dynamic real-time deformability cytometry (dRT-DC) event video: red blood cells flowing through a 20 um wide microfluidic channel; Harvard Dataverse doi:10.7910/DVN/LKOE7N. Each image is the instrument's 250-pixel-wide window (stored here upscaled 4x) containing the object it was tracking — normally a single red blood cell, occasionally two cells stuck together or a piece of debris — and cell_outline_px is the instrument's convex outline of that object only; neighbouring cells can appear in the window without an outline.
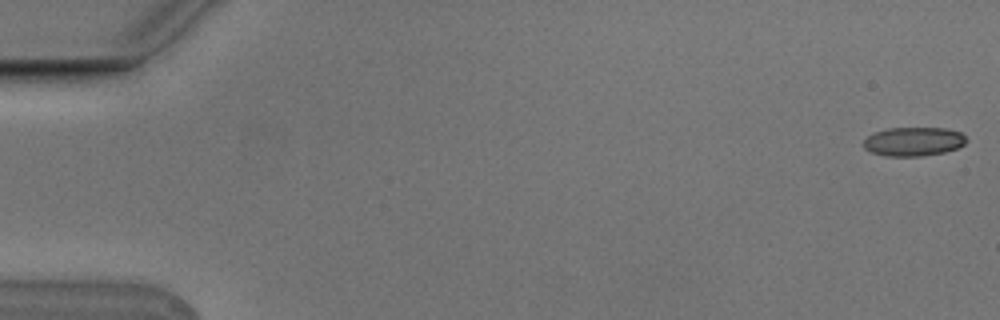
{"species": "Egyptian fruit bat (a non-hibernating species)", "species_latin": "Rousettus aegyptiacus", "temperature_condition": "cold", "stored_images_in_passage": 6, "camera_frame_rate_fps": 3000, "um_per_image_px": 0.085, "animal": {"sex": "male"}, "frame": {"image": 1, "passage_image": 1, "time_ms": 0.0, "image_size_px": [1000, 320], "cell_outline_px": [[968, 140], [964, 144], [956, 148], [944, 152], [924, 156], [884, 156], [872, 152], [864, 148], [860, 144], [868, 136], [876, 132], [888, 128], [944, 128], [960, 132]], "centroid_in_image_um": [77.63, 12.04], "position_along_channel_um": 7.4, "area_um2": 17.34}}
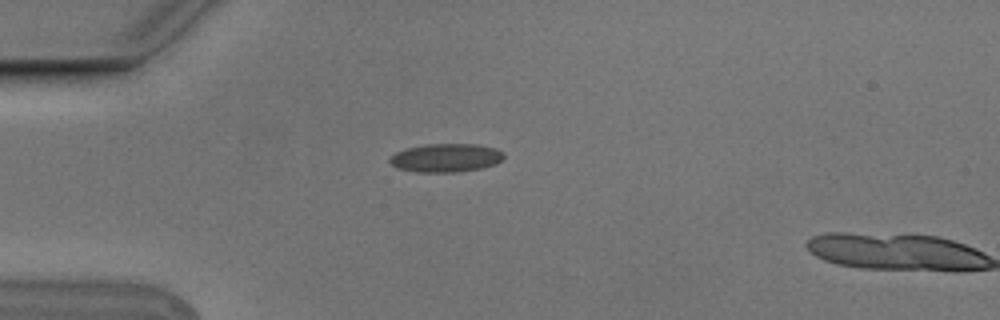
{"frame": {"image": 2, "passage_image": 5, "time_ms": 1.333, "image_size_px": [1000, 320], "cell_outline_px": [[504, 156], [496, 164], [480, 168], [452, 172], [416, 172], [396, 168], [388, 160], [396, 152], [404, 148], [424, 144], [480, 144], [496, 148]], "centroid_in_image_um": [37.86, 13.4], "position_along_channel_um": 47.1, "area_um2": 18.9}}